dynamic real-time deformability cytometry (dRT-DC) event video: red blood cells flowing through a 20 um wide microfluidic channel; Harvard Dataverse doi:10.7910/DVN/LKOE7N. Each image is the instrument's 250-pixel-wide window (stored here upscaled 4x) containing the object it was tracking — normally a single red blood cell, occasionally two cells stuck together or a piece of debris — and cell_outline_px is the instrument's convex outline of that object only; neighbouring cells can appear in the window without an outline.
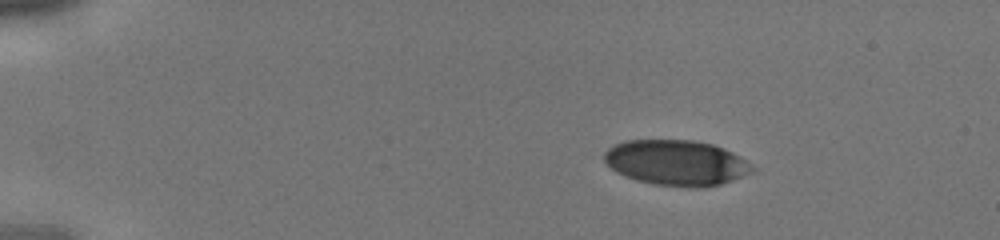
{"species": "human", "species_latin": "Homo sapiens", "temperature_condition": "cold", "stored_images_in_passage": 36, "camera_frame_rate_fps": 3000, "um_per_image_px": 0.085, "donor": {"sex": "male"}, "frame": {"image": 1, "passage_image": 1, "time_ms": 0.0, "image_size_px": [1000, 240], "cell_outline_px": [[756, 168], [752, 172], [732, 180], [720, 184], [696, 188], [688, 188], [656, 184], [636, 180], [624, 176], [616, 172], [604, 160], [604, 152], [612, 144], [624, 140], [692, 140], [712, 144], [724, 148], [740, 156], [752, 164]], "centroid_in_image_um": [57.48, 13.83], "position_along_channel_um": 27.5, "area_um2": 39.36}}
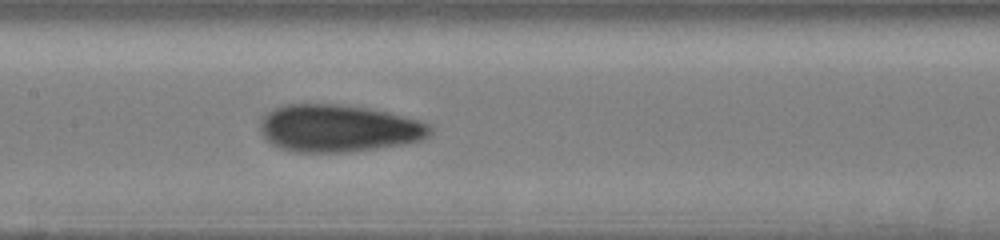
{"frame": {"image": 2, "passage_image": 16, "time_ms": 5.0, "image_size_px": [1000, 240], "cell_outline_px": [[432, 132], [428, 136], [420, 140], [400, 144], [376, 148], [344, 152], [296, 152], [280, 148], [272, 144], [260, 132], [260, 120], [268, 112], [276, 108], [288, 104], [340, 104], [368, 108], [388, 112], [416, 120], [428, 124], [432, 128]], "centroid_in_image_um": [28.73, 10.9], "position_along_channel_um": 178.7, "area_um2": 46.47}}
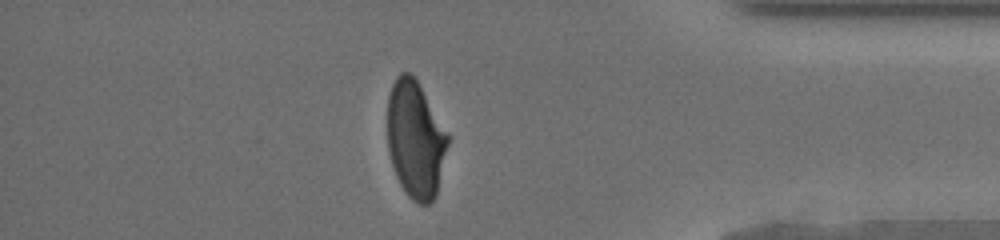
{"frame": {"image": 3, "passage_image": 31, "time_ms": 10.0, "image_size_px": [1000, 240], "cell_outline_px": [[448, 144], [436, 196], [428, 204], [420, 204], [412, 200], [408, 196], [400, 184], [396, 176], [392, 164], [388, 148], [388, 96], [392, 84], [396, 76], [400, 72], [412, 72], [448, 132]], "centroid_in_image_um": [35.31, 11.83], "position_along_channel_um": 399.9, "area_um2": 41.27}}